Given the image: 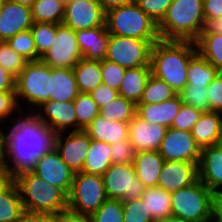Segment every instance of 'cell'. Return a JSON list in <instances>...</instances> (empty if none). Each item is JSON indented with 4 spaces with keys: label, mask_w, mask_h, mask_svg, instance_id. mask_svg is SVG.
I'll use <instances>...</instances> for the list:
<instances>
[{
    "label": "cell",
    "mask_w": 222,
    "mask_h": 222,
    "mask_svg": "<svg viewBox=\"0 0 222 222\" xmlns=\"http://www.w3.org/2000/svg\"><path fill=\"white\" fill-rule=\"evenodd\" d=\"M31 172L61 188L67 195L70 193L75 172L61 159L54 147L38 158Z\"/></svg>",
    "instance_id": "5bb4252c"
},
{
    "label": "cell",
    "mask_w": 222,
    "mask_h": 222,
    "mask_svg": "<svg viewBox=\"0 0 222 222\" xmlns=\"http://www.w3.org/2000/svg\"><path fill=\"white\" fill-rule=\"evenodd\" d=\"M41 218V212L23 210L17 222H40Z\"/></svg>",
    "instance_id": "680465c9"
},
{
    "label": "cell",
    "mask_w": 222,
    "mask_h": 222,
    "mask_svg": "<svg viewBox=\"0 0 222 222\" xmlns=\"http://www.w3.org/2000/svg\"><path fill=\"white\" fill-rule=\"evenodd\" d=\"M33 25L31 8L3 0L0 8V41L6 42Z\"/></svg>",
    "instance_id": "e0dca14e"
},
{
    "label": "cell",
    "mask_w": 222,
    "mask_h": 222,
    "mask_svg": "<svg viewBox=\"0 0 222 222\" xmlns=\"http://www.w3.org/2000/svg\"><path fill=\"white\" fill-rule=\"evenodd\" d=\"M2 3H3V0H0V8H1Z\"/></svg>",
    "instance_id": "003e7915"
},
{
    "label": "cell",
    "mask_w": 222,
    "mask_h": 222,
    "mask_svg": "<svg viewBox=\"0 0 222 222\" xmlns=\"http://www.w3.org/2000/svg\"><path fill=\"white\" fill-rule=\"evenodd\" d=\"M164 162L158 151L136 152L133 162L135 173L145 187L157 186Z\"/></svg>",
    "instance_id": "484cf974"
},
{
    "label": "cell",
    "mask_w": 222,
    "mask_h": 222,
    "mask_svg": "<svg viewBox=\"0 0 222 222\" xmlns=\"http://www.w3.org/2000/svg\"><path fill=\"white\" fill-rule=\"evenodd\" d=\"M167 128L144 121L137 114L129 121V141L136 152L158 151Z\"/></svg>",
    "instance_id": "d6986e66"
},
{
    "label": "cell",
    "mask_w": 222,
    "mask_h": 222,
    "mask_svg": "<svg viewBox=\"0 0 222 222\" xmlns=\"http://www.w3.org/2000/svg\"><path fill=\"white\" fill-rule=\"evenodd\" d=\"M204 23L203 0H172L158 32L161 40L195 42Z\"/></svg>",
    "instance_id": "3957f363"
},
{
    "label": "cell",
    "mask_w": 222,
    "mask_h": 222,
    "mask_svg": "<svg viewBox=\"0 0 222 222\" xmlns=\"http://www.w3.org/2000/svg\"><path fill=\"white\" fill-rule=\"evenodd\" d=\"M77 131L85 129L100 113V108L87 93H79L74 99Z\"/></svg>",
    "instance_id": "8d00e7d4"
},
{
    "label": "cell",
    "mask_w": 222,
    "mask_h": 222,
    "mask_svg": "<svg viewBox=\"0 0 222 222\" xmlns=\"http://www.w3.org/2000/svg\"><path fill=\"white\" fill-rule=\"evenodd\" d=\"M195 44L197 52L222 73V34H200Z\"/></svg>",
    "instance_id": "d6a6232c"
},
{
    "label": "cell",
    "mask_w": 222,
    "mask_h": 222,
    "mask_svg": "<svg viewBox=\"0 0 222 222\" xmlns=\"http://www.w3.org/2000/svg\"><path fill=\"white\" fill-rule=\"evenodd\" d=\"M62 134L63 132L55 134L54 148L73 172H81L89 150L91 138L84 130L70 131L66 138Z\"/></svg>",
    "instance_id": "9a60e30c"
},
{
    "label": "cell",
    "mask_w": 222,
    "mask_h": 222,
    "mask_svg": "<svg viewBox=\"0 0 222 222\" xmlns=\"http://www.w3.org/2000/svg\"><path fill=\"white\" fill-rule=\"evenodd\" d=\"M157 41L110 34L105 59L126 69L151 67V50Z\"/></svg>",
    "instance_id": "9c48e42d"
},
{
    "label": "cell",
    "mask_w": 222,
    "mask_h": 222,
    "mask_svg": "<svg viewBox=\"0 0 222 222\" xmlns=\"http://www.w3.org/2000/svg\"><path fill=\"white\" fill-rule=\"evenodd\" d=\"M61 1L66 4V3L70 2L71 0H61Z\"/></svg>",
    "instance_id": "03108f58"
},
{
    "label": "cell",
    "mask_w": 222,
    "mask_h": 222,
    "mask_svg": "<svg viewBox=\"0 0 222 222\" xmlns=\"http://www.w3.org/2000/svg\"><path fill=\"white\" fill-rule=\"evenodd\" d=\"M100 68L102 72V84L118 91L126 68L106 59L100 62Z\"/></svg>",
    "instance_id": "f6af8a7d"
},
{
    "label": "cell",
    "mask_w": 222,
    "mask_h": 222,
    "mask_svg": "<svg viewBox=\"0 0 222 222\" xmlns=\"http://www.w3.org/2000/svg\"><path fill=\"white\" fill-rule=\"evenodd\" d=\"M154 222H188V221H185L184 219L180 217L170 215L165 218L155 220Z\"/></svg>",
    "instance_id": "be15d7a7"
},
{
    "label": "cell",
    "mask_w": 222,
    "mask_h": 222,
    "mask_svg": "<svg viewBox=\"0 0 222 222\" xmlns=\"http://www.w3.org/2000/svg\"><path fill=\"white\" fill-rule=\"evenodd\" d=\"M111 164H132L136 151L129 139L110 144Z\"/></svg>",
    "instance_id": "7dc6e473"
},
{
    "label": "cell",
    "mask_w": 222,
    "mask_h": 222,
    "mask_svg": "<svg viewBox=\"0 0 222 222\" xmlns=\"http://www.w3.org/2000/svg\"><path fill=\"white\" fill-rule=\"evenodd\" d=\"M177 93L163 80L150 75L138 104H155L175 97Z\"/></svg>",
    "instance_id": "d590c367"
},
{
    "label": "cell",
    "mask_w": 222,
    "mask_h": 222,
    "mask_svg": "<svg viewBox=\"0 0 222 222\" xmlns=\"http://www.w3.org/2000/svg\"><path fill=\"white\" fill-rule=\"evenodd\" d=\"M107 199L102 176L82 171L74 174L68 194L69 211L91 216Z\"/></svg>",
    "instance_id": "52a82bcc"
},
{
    "label": "cell",
    "mask_w": 222,
    "mask_h": 222,
    "mask_svg": "<svg viewBox=\"0 0 222 222\" xmlns=\"http://www.w3.org/2000/svg\"><path fill=\"white\" fill-rule=\"evenodd\" d=\"M40 109L44 113L42 114ZM39 111V112H38ZM36 115L55 134L66 131L69 126H75L72 131H77V118L73 101L48 100L38 107Z\"/></svg>",
    "instance_id": "ac0fdd59"
},
{
    "label": "cell",
    "mask_w": 222,
    "mask_h": 222,
    "mask_svg": "<svg viewBox=\"0 0 222 222\" xmlns=\"http://www.w3.org/2000/svg\"><path fill=\"white\" fill-rule=\"evenodd\" d=\"M27 60L16 53L7 42L0 41V66L15 78L24 70Z\"/></svg>",
    "instance_id": "ab89813d"
},
{
    "label": "cell",
    "mask_w": 222,
    "mask_h": 222,
    "mask_svg": "<svg viewBox=\"0 0 222 222\" xmlns=\"http://www.w3.org/2000/svg\"><path fill=\"white\" fill-rule=\"evenodd\" d=\"M16 78L0 66V91H15Z\"/></svg>",
    "instance_id": "f5cc1de1"
},
{
    "label": "cell",
    "mask_w": 222,
    "mask_h": 222,
    "mask_svg": "<svg viewBox=\"0 0 222 222\" xmlns=\"http://www.w3.org/2000/svg\"><path fill=\"white\" fill-rule=\"evenodd\" d=\"M197 53L195 42L160 39L152 46L151 74L178 94L187 85V67Z\"/></svg>",
    "instance_id": "7a4b0ae2"
},
{
    "label": "cell",
    "mask_w": 222,
    "mask_h": 222,
    "mask_svg": "<svg viewBox=\"0 0 222 222\" xmlns=\"http://www.w3.org/2000/svg\"><path fill=\"white\" fill-rule=\"evenodd\" d=\"M90 217L92 222H124L122 201L107 199Z\"/></svg>",
    "instance_id": "b9f144b4"
},
{
    "label": "cell",
    "mask_w": 222,
    "mask_h": 222,
    "mask_svg": "<svg viewBox=\"0 0 222 222\" xmlns=\"http://www.w3.org/2000/svg\"><path fill=\"white\" fill-rule=\"evenodd\" d=\"M62 222H92L90 216L73 213L69 210L62 212Z\"/></svg>",
    "instance_id": "9f6ffc18"
},
{
    "label": "cell",
    "mask_w": 222,
    "mask_h": 222,
    "mask_svg": "<svg viewBox=\"0 0 222 222\" xmlns=\"http://www.w3.org/2000/svg\"><path fill=\"white\" fill-rule=\"evenodd\" d=\"M203 6L205 20L222 17V0H203Z\"/></svg>",
    "instance_id": "816d5d0a"
},
{
    "label": "cell",
    "mask_w": 222,
    "mask_h": 222,
    "mask_svg": "<svg viewBox=\"0 0 222 222\" xmlns=\"http://www.w3.org/2000/svg\"><path fill=\"white\" fill-rule=\"evenodd\" d=\"M75 31L63 23L57 24L55 41L40 60L51 68H71L82 59Z\"/></svg>",
    "instance_id": "8fae6325"
},
{
    "label": "cell",
    "mask_w": 222,
    "mask_h": 222,
    "mask_svg": "<svg viewBox=\"0 0 222 222\" xmlns=\"http://www.w3.org/2000/svg\"><path fill=\"white\" fill-rule=\"evenodd\" d=\"M199 180L216 196H222V142L202 149L198 165Z\"/></svg>",
    "instance_id": "ffe728a7"
},
{
    "label": "cell",
    "mask_w": 222,
    "mask_h": 222,
    "mask_svg": "<svg viewBox=\"0 0 222 222\" xmlns=\"http://www.w3.org/2000/svg\"><path fill=\"white\" fill-rule=\"evenodd\" d=\"M209 111L222 113V73L207 86Z\"/></svg>",
    "instance_id": "c3c4849f"
},
{
    "label": "cell",
    "mask_w": 222,
    "mask_h": 222,
    "mask_svg": "<svg viewBox=\"0 0 222 222\" xmlns=\"http://www.w3.org/2000/svg\"><path fill=\"white\" fill-rule=\"evenodd\" d=\"M102 178L108 199H119L122 202L135 200L146 189L136 176L133 163L111 164Z\"/></svg>",
    "instance_id": "30bf717a"
},
{
    "label": "cell",
    "mask_w": 222,
    "mask_h": 222,
    "mask_svg": "<svg viewBox=\"0 0 222 222\" xmlns=\"http://www.w3.org/2000/svg\"><path fill=\"white\" fill-rule=\"evenodd\" d=\"M150 75L151 67L126 69L118 90V95L137 105L142 97L146 81Z\"/></svg>",
    "instance_id": "4316f807"
},
{
    "label": "cell",
    "mask_w": 222,
    "mask_h": 222,
    "mask_svg": "<svg viewBox=\"0 0 222 222\" xmlns=\"http://www.w3.org/2000/svg\"><path fill=\"white\" fill-rule=\"evenodd\" d=\"M136 109L135 103L118 95L100 108L99 115L110 121L129 122L136 115Z\"/></svg>",
    "instance_id": "e575fe53"
},
{
    "label": "cell",
    "mask_w": 222,
    "mask_h": 222,
    "mask_svg": "<svg viewBox=\"0 0 222 222\" xmlns=\"http://www.w3.org/2000/svg\"><path fill=\"white\" fill-rule=\"evenodd\" d=\"M0 128V171H9L7 159V140L6 133Z\"/></svg>",
    "instance_id": "db71d44e"
},
{
    "label": "cell",
    "mask_w": 222,
    "mask_h": 222,
    "mask_svg": "<svg viewBox=\"0 0 222 222\" xmlns=\"http://www.w3.org/2000/svg\"><path fill=\"white\" fill-rule=\"evenodd\" d=\"M50 67L41 60L27 62L24 70L16 77L17 101L23 99L32 107L41 106L49 100Z\"/></svg>",
    "instance_id": "ba28073f"
},
{
    "label": "cell",
    "mask_w": 222,
    "mask_h": 222,
    "mask_svg": "<svg viewBox=\"0 0 222 222\" xmlns=\"http://www.w3.org/2000/svg\"><path fill=\"white\" fill-rule=\"evenodd\" d=\"M83 130L92 140L108 144L129 138V122L110 121L100 115L95 117Z\"/></svg>",
    "instance_id": "603a6c76"
},
{
    "label": "cell",
    "mask_w": 222,
    "mask_h": 222,
    "mask_svg": "<svg viewBox=\"0 0 222 222\" xmlns=\"http://www.w3.org/2000/svg\"><path fill=\"white\" fill-rule=\"evenodd\" d=\"M105 17L97 0H71L65 4L62 23L76 32L105 25Z\"/></svg>",
    "instance_id": "4fadbf2b"
},
{
    "label": "cell",
    "mask_w": 222,
    "mask_h": 222,
    "mask_svg": "<svg viewBox=\"0 0 222 222\" xmlns=\"http://www.w3.org/2000/svg\"><path fill=\"white\" fill-rule=\"evenodd\" d=\"M17 108L21 111L20 104H18L17 101L16 92L0 91V124L6 121L5 118L12 116V112L14 113Z\"/></svg>",
    "instance_id": "681fc988"
},
{
    "label": "cell",
    "mask_w": 222,
    "mask_h": 222,
    "mask_svg": "<svg viewBox=\"0 0 222 222\" xmlns=\"http://www.w3.org/2000/svg\"><path fill=\"white\" fill-rule=\"evenodd\" d=\"M102 9L107 12L110 9L123 6L133 0H97Z\"/></svg>",
    "instance_id": "6f0895ef"
},
{
    "label": "cell",
    "mask_w": 222,
    "mask_h": 222,
    "mask_svg": "<svg viewBox=\"0 0 222 222\" xmlns=\"http://www.w3.org/2000/svg\"><path fill=\"white\" fill-rule=\"evenodd\" d=\"M156 24L164 18L172 0H133Z\"/></svg>",
    "instance_id": "bcb514c9"
},
{
    "label": "cell",
    "mask_w": 222,
    "mask_h": 222,
    "mask_svg": "<svg viewBox=\"0 0 222 222\" xmlns=\"http://www.w3.org/2000/svg\"><path fill=\"white\" fill-rule=\"evenodd\" d=\"M31 13L33 23L60 24L65 15V3L61 0H36Z\"/></svg>",
    "instance_id": "4dcf8cb0"
},
{
    "label": "cell",
    "mask_w": 222,
    "mask_h": 222,
    "mask_svg": "<svg viewBox=\"0 0 222 222\" xmlns=\"http://www.w3.org/2000/svg\"><path fill=\"white\" fill-rule=\"evenodd\" d=\"M200 34H222V17L205 20L203 30Z\"/></svg>",
    "instance_id": "11a10c76"
},
{
    "label": "cell",
    "mask_w": 222,
    "mask_h": 222,
    "mask_svg": "<svg viewBox=\"0 0 222 222\" xmlns=\"http://www.w3.org/2000/svg\"><path fill=\"white\" fill-rule=\"evenodd\" d=\"M105 25L110 34L140 40H160L158 24L132 1L106 12Z\"/></svg>",
    "instance_id": "8992f818"
},
{
    "label": "cell",
    "mask_w": 222,
    "mask_h": 222,
    "mask_svg": "<svg viewBox=\"0 0 222 222\" xmlns=\"http://www.w3.org/2000/svg\"><path fill=\"white\" fill-rule=\"evenodd\" d=\"M31 113L21 116L13 122L7 140V159L12 167L8 168L12 176L31 171L35 162L44 153L54 147L55 133L51 131L30 108Z\"/></svg>",
    "instance_id": "6da1fadb"
},
{
    "label": "cell",
    "mask_w": 222,
    "mask_h": 222,
    "mask_svg": "<svg viewBox=\"0 0 222 222\" xmlns=\"http://www.w3.org/2000/svg\"><path fill=\"white\" fill-rule=\"evenodd\" d=\"M214 222H222V196L216 199Z\"/></svg>",
    "instance_id": "6125c7cd"
},
{
    "label": "cell",
    "mask_w": 222,
    "mask_h": 222,
    "mask_svg": "<svg viewBox=\"0 0 222 222\" xmlns=\"http://www.w3.org/2000/svg\"><path fill=\"white\" fill-rule=\"evenodd\" d=\"M219 71L197 53L189 62L187 67V85L207 87Z\"/></svg>",
    "instance_id": "1f68e13d"
},
{
    "label": "cell",
    "mask_w": 222,
    "mask_h": 222,
    "mask_svg": "<svg viewBox=\"0 0 222 222\" xmlns=\"http://www.w3.org/2000/svg\"><path fill=\"white\" fill-rule=\"evenodd\" d=\"M13 181L14 177L10 171H0V192L5 190Z\"/></svg>",
    "instance_id": "91938a15"
},
{
    "label": "cell",
    "mask_w": 222,
    "mask_h": 222,
    "mask_svg": "<svg viewBox=\"0 0 222 222\" xmlns=\"http://www.w3.org/2000/svg\"><path fill=\"white\" fill-rule=\"evenodd\" d=\"M10 2H14V3H19L21 5H24V6H27V7H32L33 3L36 1V0H8Z\"/></svg>",
    "instance_id": "e7e4bbea"
},
{
    "label": "cell",
    "mask_w": 222,
    "mask_h": 222,
    "mask_svg": "<svg viewBox=\"0 0 222 222\" xmlns=\"http://www.w3.org/2000/svg\"><path fill=\"white\" fill-rule=\"evenodd\" d=\"M23 210L18 188L13 181L0 192V222H17Z\"/></svg>",
    "instance_id": "836d02e7"
},
{
    "label": "cell",
    "mask_w": 222,
    "mask_h": 222,
    "mask_svg": "<svg viewBox=\"0 0 222 222\" xmlns=\"http://www.w3.org/2000/svg\"><path fill=\"white\" fill-rule=\"evenodd\" d=\"M217 197L198 179L171 193L172 215L188 222H214Z\"/></svg>",
    "instance_id": "5b68a950"
},
{
    "label": "cell",
    "mask_w": 222,
    "mask_h": 222,
    "mask_svg": "<svg viewBox=\"0 0 222 222\" xmlns=\"http://www.w3.org/2000/svg\"><path fill=\"white\" fill-rule=\"evenodd\" d=\"M202 113L203 111L183 103L173 119L171 128L191 132L192 127L199 120Z\"/></svg>",
    "instance_id": "ee69618b"
},
{
    "label": "cell",
    "mask_w": 222,
    "mask_h": 222,
    "mask_svg": "<svg viewBox=\"0 0 222 222\" xmlns=\"http://www.w3.org/2000/svg\"><path fill=\"white\" fill-rule=\"evenodd\" d=\"M6 42L16 53L20 54L28 62L38 61L41 58L37 54L31 30L20 32Z\"/></svg>",
    "instance_id": "f35d334b"
},
{
    "label": "cell",
    "mask_w": 222,
    "mask_h": 222,
    "mask_svg": "<svg viewBox=\"0 0 222 222\" xmlns=\"http://www.w3.org/2000/svg\"><path fill=\"white\" fill-rule=\"evenodd\" d=\"M122 207L124 222H154L141 197L135 200L123 201Z\"/></svg>",
    "instance_id": "7bdbcfd3"
},
{
    "label": "cell",
    "mask_w": 222,
    "mask_h": 222,
    "mask_svg": "<svg viewBox=\"0 0 222 222\" xmlns=\"http://www.w3.org/2000/svg\"><path fill=\"white\" fill-rule=\"evenodd\" d=\"M89 95L98 105V107L101 108L114 100L118 96V91L105 84H100L94 90H92Z\"/></svg>",
    "instance_id": "f907efd6"
},
{
    "label": "cell",
    "mask_w": 222,
    "mask_h": 222,
    "mask_svg": "<svg viewBox=\"0 0 222 222\" xmlns=\"http://www.w3.org/2000/svg\"><path fill=\"white\" fill-rule=\"evenodd\" d=\"M178 95L184 104L191 105L203 112L209 111L207 87L186 85Z\"/></svg>",
    "instance_id": "60d3db41"
},
{
    "label": "cell",
    "mask_w": 222,
    "mask_h": 222,
    "mask_svg": "<svg viewBox=\"0 0 222 222\" xmlns=\"http://www.w3.org/2000/svg\"><path fill=\"white\" fill-rule=\"evenodd\" d=\"M72 70L79 93L89 94L102 84V72L99 61H88L82 58Z\"/></svg>",
    "instance_id": "f1b7e54d"
},
{
    "label": "cell",
    "mask_w": 222,
    "mask_h": 222,
    "mask_svg": "<svg viewBox=\"0 0 222 222\" xmlns=\"http://www.w3.org/2000/svg\"><path fill=\"white\" fill-rule=\"evenodd\" d=\"M40 222H62V213H42Z\"/></svg>",
    "instance_id": "94428289"
},
{
    "label": "cell",
    "mask_w": 222,
    "mask_h": 222,
    "mask_svg": "<svg viewBox=\"0 0 222 222\" xmlns=\"http://www.w3.org/2000/svg\"><path fill=\"white\" fill-rule=\"evenodd\" d=\"M79 90L71 68H51L49 77V100L74 101Z\"/></svg>",
    "instance_id": "d4e9b609"
},
{
    "label": "cell",
    "mask_w": 222,
    "mask_h": 222,
    "mask_svg": "<svg viewBox=\"0 0 222 222\" xmlns=\"http://www.w3.org/2000/svg\"><path fill=\"white\" fill-rule=\"evenodd\" d=\"M75 34L85 60L101 62L105 59L110 39L106 25L79 30Z\"/></svg>",
    "instance_id": "44dd1931"
},
{
    "label": "cell",
    "mask_w": 222,
    "mask_h": 222,
    "mask_svg": "<svg viewBox=\"0 0 222 222\" xmlns=\"http://www.w3.org/2000/svg\"><path fill=\"white\" fill-rule=\"evenodd\" d=\"M183 102L177 94L170 100L155 104H137L136 114L144 121L170 128Z\"/></svg>",
    "instance_id": "cb8c5ba5"
},
{
    "label": "cell",
    "mask_w": 222,
    "mask_h": 222,
    "mask_svg": "<svg viewBox=\"0 0 222 222\" xmlns=\"http://www.w3.org/2000/svg\"><path fill=\"white\" fill-rule=\"evenodd\" d=\"M33 40L36 45L37 54L42 57L55 41L57 24L54 23H33L30 28Z\"/></svg>",
    "instance_id": "74e56055"
},
{
    "label": "cell",
    "mask_w": 222,
    "mask_h": 222,
    "mask_svg": "<svg viewBox=\"0 0 222 222\" xmlns=\"http://www.w3.org/2000/svg\"><path fill=\"white\" fill-rule=\"evenodd\" d=\"M201 149L189 131L167 128L158 149L165 161L199 163Z\"/></svg>",
    "instance_id": "7c38bea8"
},
{
    "label": "cell",
    "mask_w": 222,
    "mask_h": 222,
    "mask_svg": "<svg viewBox=\"0 0 222 222\" xmlns=\"http://www.w3.org/2000/svg\"><path fill=\"white\" fill-rule=\"evenodd\" d=\"M199 163L165 161L159 174L158 187L169 193L187 187L199 179Z\"/></svg>",
    "instance_id": "2e32d148"
},
{
    "label": "cell",
    "mask_w": 222,
    "mask_h": 222,
    "mask_svg": "<svg viewBox=\"0 0 222 222\" xmlns=\"http://www.w3.org/2000/svg\"><path fill=\"white\" fill-rule=\"evenodd\" d=\"M110 144L91 139L82 172L102 176L111 166Z\"/></svg>",
    "instance_id": "83f0119b"
},
{
    "label": "cell",
    "mask_w": 222,
    "mask_h": 222,
    "mask_svg": "<svg viewBox=\"0 0 222 222\" xmlns=\"http://www.w3.org/2000/svg\"><path fill=\"white\" fill-rule=\"evenodd\" d=\"M23 209L33 212L62 213L68 210V195L59 187L31 171L14 176Z\"/></svg>",
    "instance_id": "277c9868"
},
{
    "label": "cell",
    "mask_w": 222,
    "mask_h": 222,
    "mask_svg": "<svg viewBox=\"0 0 222 222\" xmlns=\"http://www.w3.org/2000/svg\"><path fill=\"white\" fill-rule=\"evenodd\" d=\"M141 199L154 221L172 215L171 193L161 187H146Z\"/></svg>",
    "instance_id": "f546056e"
},
{
    "label": "cell",
    "mask_w": 222,
    "mask_h": 222,
    "mask_svg": "<svg viewBox=\"0 0 222 222\" xmlns=\"http://www.w3.org/2000/svg\"><path fill=\"white\" fill-rule=\"evenodd\" d=\"M191 134L201 150L221 143L222 113L213 111L203 112L192 127Z\"/></svg>",
    "instance_id": "7402d4cb"
}]
</instances>
